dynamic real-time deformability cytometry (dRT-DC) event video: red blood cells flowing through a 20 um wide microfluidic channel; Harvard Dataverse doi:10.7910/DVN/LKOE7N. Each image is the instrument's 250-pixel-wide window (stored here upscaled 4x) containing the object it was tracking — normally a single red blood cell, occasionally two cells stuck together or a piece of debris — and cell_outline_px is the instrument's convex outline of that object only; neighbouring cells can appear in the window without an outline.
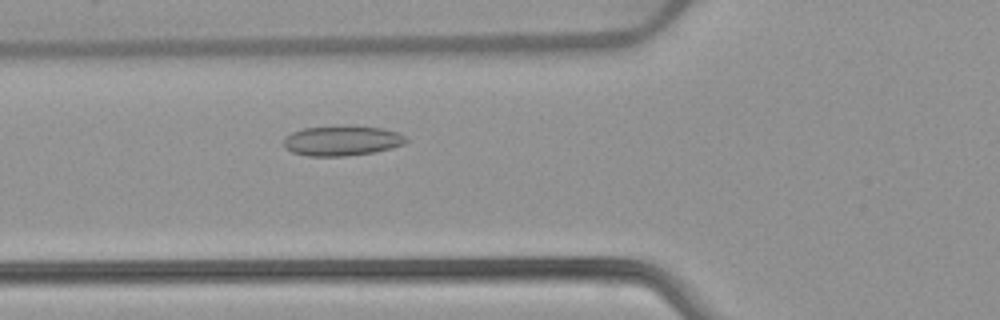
{"species": "common noctule bat (a hibernating species)", "species_latin": "Nyctalus noctula", "temperature_condition": "warm", "stored_images_in_passage": 51, "camera_frame_rate_fps": 3000, "um_per_image_px": 0.085, "animal": {"sex": "female", "body_mass_g": 22.7, "forearm_length_mm": 54.2}, "frame": {"image": 1, "passage_image": 18, "time_ms": 5.667, "image_size_px": [1000, 320], "cell_outline_px": [[408, 140], [404, 144], [392, 148], [376, 152], [348, 156], [308, 156], [292, 152], [284, 148], [284, 140], [292, 132], [304, 128], [352, 124], [384, 128], [396, 132], [404, 136]], "centroid_in_image_um": [29.09, 11.94], "position_along_channel_um": 96.7, "area_um2": 21.85}}
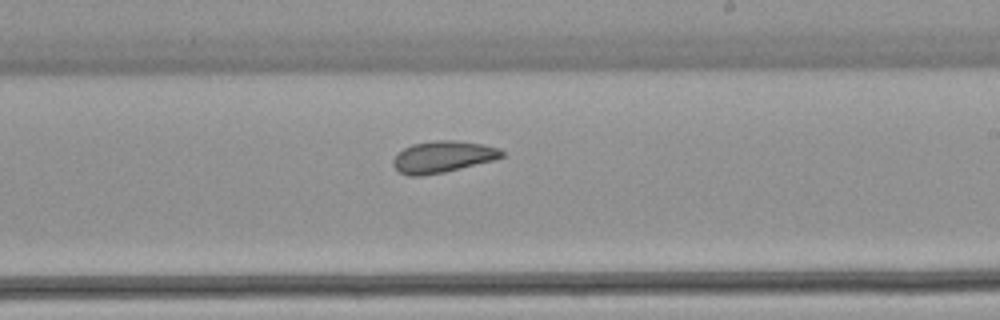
{"frame": {"image": 2, "passage_image": 30, "time_ms": 9.667, "image_size_px": [1000, 320], "cell_outline_px": [[504, 156], [496, 160], [444, 172], [420, 176], [408, 176], [400, 172], [392, 164], [392, 160], [404, 148], [412, 144], [436, 140], [456, 140], [480, 144], [500, 148], [504, 152]], "centroid_in_image_um": [37.66, 13.33], "position_along_channel_um": 251.3, "area_um2": 20.0}}
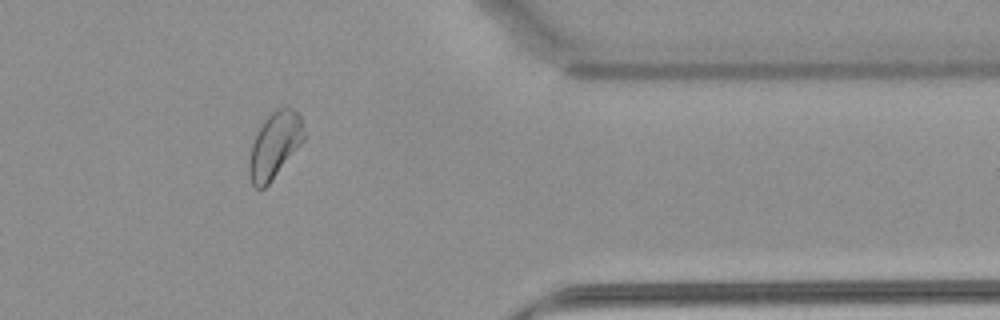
{"frame": {"image": 3, "passage_image": 42, "time_ms": 13.667, "image_size_px": [1000, 320], "cell_outline_px": [[304, 140], [272, 180], [264, 188], [256, 188], [252, 184], [248, 172], [248, 160], [252, 144], [256, 132], [264, 120], [276, 108], [284, 104], [292, 108], [300, 116], [304, 132]], "centroid_in_image_um": [23.33, 12.32], "position_along_channel_um": 388.1, "area_um2": 21.15}}